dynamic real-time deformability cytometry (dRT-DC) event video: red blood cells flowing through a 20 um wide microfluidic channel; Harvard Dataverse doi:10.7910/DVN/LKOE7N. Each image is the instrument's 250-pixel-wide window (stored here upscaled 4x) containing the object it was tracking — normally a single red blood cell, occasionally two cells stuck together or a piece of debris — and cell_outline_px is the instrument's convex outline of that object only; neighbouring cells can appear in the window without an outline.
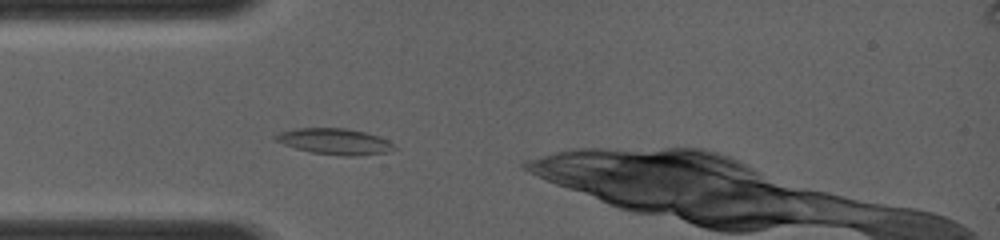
{"species": "common noctule bat (a hibernating species)", "species_latin": "Nyctalus noctula", "temperature_condition": "room temperature", "stored_images_in_passage": 32, "camera_frame_rate_fps": 4000, "um_per_image_px": 0.085, "animal": {"sex": "female", "body_mass_g": 19.0, "forearm_length_mm": 56.7}, "frame": {"image": 1, "passage_image": 3, "time_ms": 0.75, "image_size_px": [1000, 240], "cell_outline_px": [[396, 148], [388, 152], [356, 156], [344, 156], [312, 152], [296, 148], [284, 144], [276, 140], [272, 136], [280, 132], [296, 128], [344, 128], [364, 132], [388, 140]], "centroid_in_image_um": [28.44, 12.02], "position_along_channel_um": 56.6, "area_um2": 17.74}}
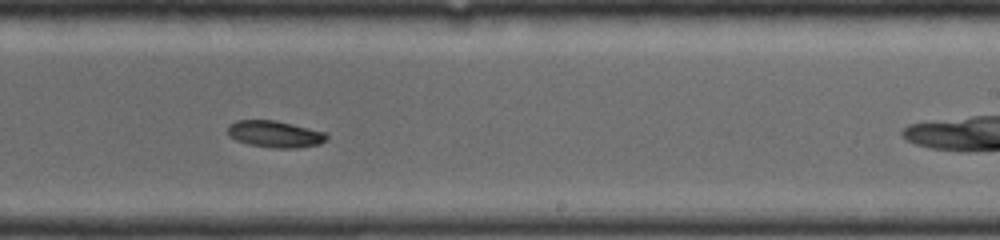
{"frame": {"image": 2, "passage_image": 16, "time_ms": 5.25, "image_size_px": [1000, 240], "cell_outline_px": [[328, 136], [320, 144], [296, 148], [272, 148], [248, 144], [236, 140], [228, 136], [228, 124], [236, 120], [276, 120], [328, 132]], "centroid_in_image_um": [23.37, 11.39], "position_along_channel_um": 265.6, "area_um2": 15.61}}
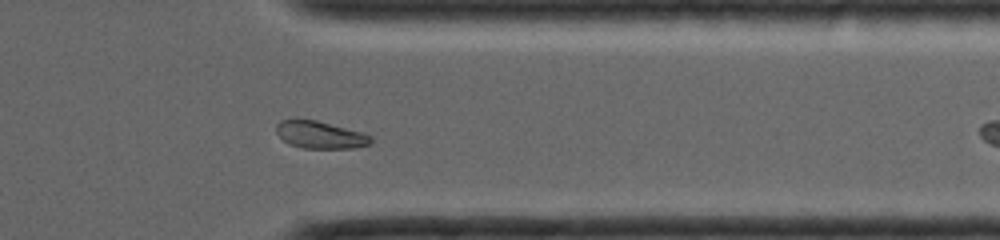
{"frame": {"image": 3, "passage_image": 27, "time_ms": 7.75, "image_size_px": [1000, 240], "cell_outline_px": [[372, 140], [368, 144], [356, 148], [304, 148], [288, 144], [276, 132], [276, 124], [280, 120], [316, 120], [364, 132], [372, 136]], "centroid_in_image_um": [27.24, 11.46], "position_along_channel_um": 384.2, "area_um2": 15.03}}